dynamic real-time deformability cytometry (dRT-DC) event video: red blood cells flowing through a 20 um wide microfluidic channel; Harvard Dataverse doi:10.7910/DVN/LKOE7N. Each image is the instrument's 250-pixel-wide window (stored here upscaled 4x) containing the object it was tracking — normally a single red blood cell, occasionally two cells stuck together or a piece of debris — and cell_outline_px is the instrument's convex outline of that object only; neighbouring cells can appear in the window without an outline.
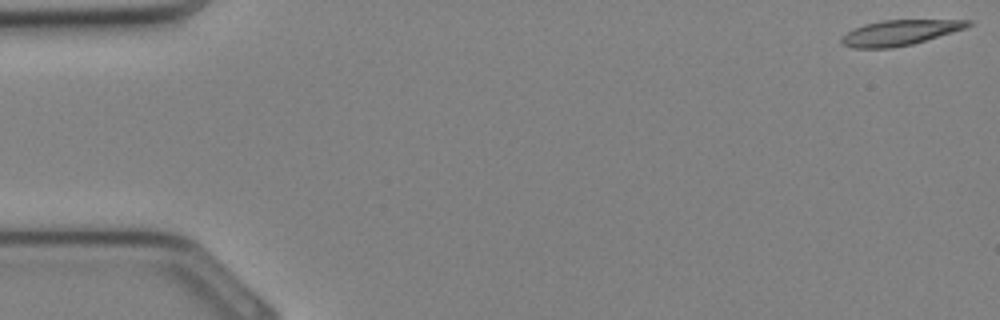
{"species": "Egyptian fruit bat (a non-hibernating species)", "species_latin": "Rousettus aegyptiacus", "temperature_condition": "cold", "stored_images_in_passage": 33, "camera_frame_rate_fps": 3000, "um_per_image_px": 0.085, "animal": {"sex": "female"}, "frame": {"image": 1, "passage_image": 1, "time_ms": 0.0, "image_size_px": [1000, 320], "cell_outline_px": [[972, 24], [968, 28], [912, 44], [892, 48], [852, 48], [844, 44], [840, 40], [840, 36], [852, 28], [864, 24], [884, 20], [972, 20]], "centroid_in_image_um": [76.47, 2.77], "position_along_channel_um": 8.5, "area_um2": 18.79}}
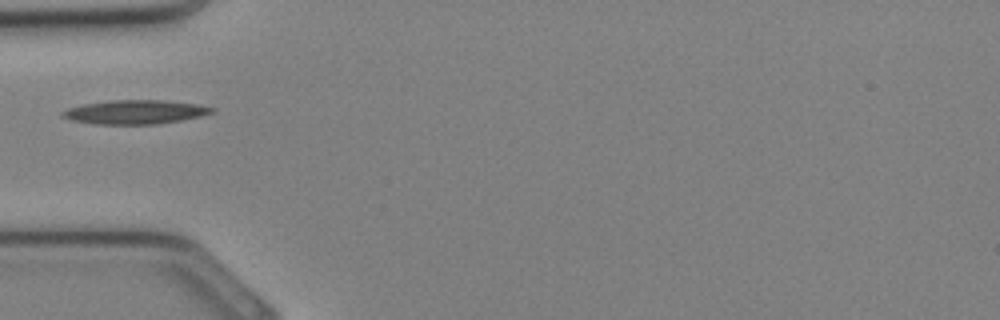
{"frame": {"image": 2, "passage_image": 11, "time_ms": 3.333, "image_size_px": [1000, 320], "cell_outline_px": [[216, 112], [200, 116], [180, 120], [156, 124], [96, 124], [72, 120], [64, 116], [60, 112], [68, 108], [84, 104], [108, 100], [164, 100], [196, 104], [216, 108]], "centroid_in_image_um": [11.52, 9.51], "position_along_channel_um": 73.5, "area_um2": 20.75}}
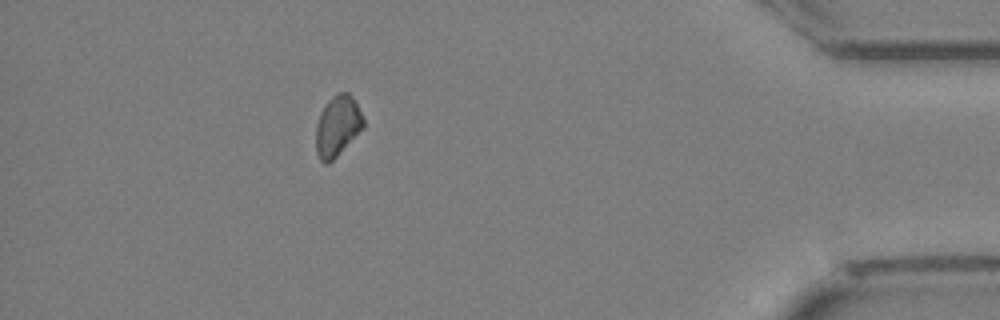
{"frame": {"image": 3, "passage_image": 30, "time_ms": 9.667, "image_size_px": [1000, 320], "cell_outline_px": [[364, 128], [328, 164], [324, 164], [320, 160], [316, 152], [316, 124], [320, 112], [324, 104], [336, 92], [348, 92], [356, 104], [364, 120]], "centroid_in_image_um": [28.66, 10.7], "position_along_channel_um": 406.5, "area_um2": 16.76}}